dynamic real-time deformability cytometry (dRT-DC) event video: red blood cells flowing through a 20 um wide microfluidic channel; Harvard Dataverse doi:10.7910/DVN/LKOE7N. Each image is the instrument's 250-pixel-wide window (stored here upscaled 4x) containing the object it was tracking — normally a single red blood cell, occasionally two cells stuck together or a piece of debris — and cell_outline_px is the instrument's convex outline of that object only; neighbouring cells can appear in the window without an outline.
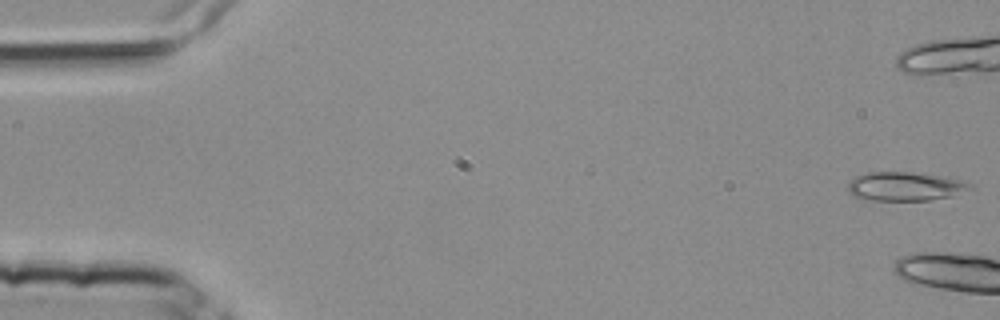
{"species": "common noctule bat (a hibernating species)", "species_latin": "Nyctalus noctula", "temperature_condition": "room temperature", "stored_images_in_passage": 4, "segment_of_instrument_passage": [2, 2], "camera_frame_rate_fps": 3000, "um_per_image_px": 0.085, "animal": {"sex": "female", "body_mass_g": 25.1}, "frame": {"image": 1, "passage_image": 4, "time_ms": 1.0, "image_size_px": [1000, 320], "cell_outline_px": [[972, 188], [952, 196], [928, 200], [872, 200], [852, 196], [848, 188], [848, 184], [856, 176], [868, 172], [912, 172], [940, 176], [960, 180], [972, 184]], "centroid_in_image_um": [76.92, 15.84], "position_along_channel_um": 8.1, "area_um2": 20.29}}